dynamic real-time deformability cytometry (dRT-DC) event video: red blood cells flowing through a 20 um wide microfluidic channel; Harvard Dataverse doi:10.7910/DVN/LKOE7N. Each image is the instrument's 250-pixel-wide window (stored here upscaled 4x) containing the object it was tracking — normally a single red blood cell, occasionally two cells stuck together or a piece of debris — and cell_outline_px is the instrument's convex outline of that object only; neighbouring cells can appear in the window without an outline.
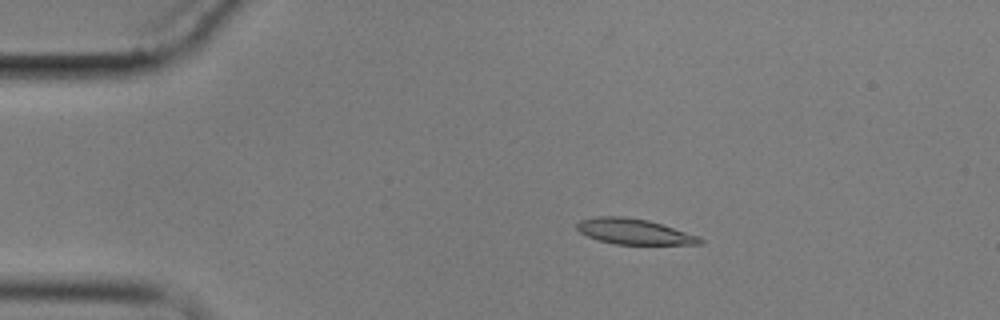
{"species": "common noctule bat (a hibernating species)", "species_latin": "Nyctalus noctula", "temperature_condition": "cold", "stored_images_in_passage": 5, "camera_frame_rate_fps": 3000, "um_per_image_px": 0.085, "animal": {"sex": "male", "body_mass_g": 17.9}, "frame": {"image": 1, "passage_image": 3, "time_ms": 2.333, "image_size_px": [1000, 320], "cell_outline_px": [[704, 244], [616, 244], [596, 240], [580, 232], [576, 228], [576, 224], [580, 220], [596, 216], [624, 216], [648, 220], [700, 236], [704, 240]], "centroid_in_image_um": [53.89, 19.68], "position_along_channel_um": 31.1, "area_um2": 18.38}}
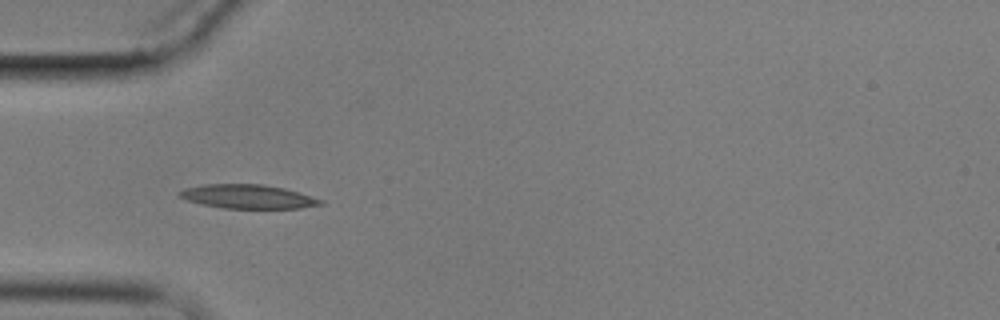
{"frame": {"image": 2, "passage_image": 5, "time_ms": 4.667, "image_size_px": [1000, 320], "cell_outline_px": [[324, 204], [300, 208], [224, 208], [204, 204], [188, 200], [180, 196], [176, 192], [184, 188], [204, 184], [264, 184], [284, 188], [300, 192], [324, 200]], "centroid_in_image_um": [21.1, 16.7], "position_along_channel_um": 63.9, "area_um2": 19.65}}